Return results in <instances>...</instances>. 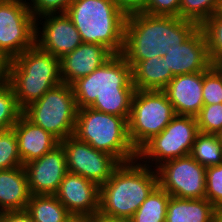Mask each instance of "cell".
<instances>
[{
	"label": "cell",
	"mask_w": 222,
	"mask_h": 222,
	"mask_svg": "<svg viewBox=\"0 0 222 222\" xmlns=\"http://www.w3.org/2000/svg\"><path fill=\"white\" fill-rule=\"evenodd\" d=\"M72 88L78 109L90 107L128 121L136 89L132 67L122 54H114L90 75L75 81Z\"/></svg>",
	"instance_id": "obj_1"
},
{
	"label": "cell",
	"mask_w": 222,
	"mask_h": 222,
	"mask_svg": "<svg viewBox=\"0 0 222 222\" xmlns=\"http://www.w3.org/2000/svg\"><path fill=\"white\" fill-rule=\"evenodd\" d=\"M199 25L176 16L134 13L126 17L122 55L133 68L139 61L167 51L187 40Z\"/></svg>",
	"instance_id": "obj_2"
},
{
	"label": "cell",
	"mask_w": 222,
	"mask_h": 222,
	"mask_svg": "<svg viewBox=\"0 0 222 222\" xmlns=\"http://www.w3.org/2000/svg\"><path fill=\"white\" fill-rule=\"evenodd\" d=\"M137 162L138 159L121 163L111 178L100 186L99 213L130 220L158 186L156 168L150 169L149 162Z\"/></svg>",
	"instance_id": "obj_3"
},
{
	"label": "cell",
	"mask_w": 222,
	"mask_h": 222,
	"mask_svg": "<svg viewBox=\"0 0 222 222\" xmlns=\"http://www.w3.org/2000/svg\"><path fill=\"white\" fill-rule=\"evenodd\" d=\"M66 15L83 43L99 44L113 54H122L127 16L113 0H73Z\"/></svg>",
	"instance_id": "obj_4"
},
{
	"label": "cell",
	"mask_w": 222,
	"mask_h": 222,
	"mask_svg": "<svg viewBox=\"0 0 222 222\" xmlns=\"http://www.w3.org/2000/svg\"><path fill=\"white\" fill-rule=\"evenodd\" d=\"M7 82L23 110L62 83L60 58L43 51L35 44L8 61Z\"/></svg>",
	"instance_id": "obj_5"
},
{
	"label": "cell",
	"mask_w": 222,
	"mask_h": 222,
	"mask_svg": "<svg viewBox=\"0 0 222 222\" xmlns=\"http://www.w3.org/2000/svg\"><path fill=\"white\" fill-rule=\"evenodd\" d=\"M74 136L115 157L120 163L137 159V151L128 137L124 117L107 114L90 107L78 109Z\"/></svg>",
	"instance_id": "obj_6"
},
{
	"label": "cell",
	"mask_w": 222,
	"mask_h": 222,
	"mask_svg": "<svg viewBox=\"0 0 222 222\" xmlns=\"http://www.w3.org/2000/svg\"><path fill=\"white\" fill-rule=\"evenodd\" d=\"M78 107L72 85L60 83L23 109V115L60 142L74 136Z\"/></svg>",
	"instance_id": "obj_7"
},
{
	"label": "cell",
	"mask_w": 222,
	"mask_h": 222,
	"mask_svg": "<svg viewBox=\"0 0 222 222\" xmlns=\"http://www.w3.org/2000/svg\"><path fill=\"white\" fill-rule=\"evenodd\" d=\"M175 115L163 90H136L127 121L128 137L135 150L160 134Z\"/></svg>",
	"instance_id": "obj_8"
},
{
	"label": "cell",
	"mask_w": 222,
	"mask_h": 222,
	"mask_svg": "<svg viewBox=\"0 0 222 222\" xmlns=\"http://www.w3.org/2000/svg\"><path fill=\"white\" fill-rule=\"evenodd\" d=\"M198 133L196 117L175 115L160 134L153 136L137 151V159H147L142 163L155 161L157 168L165 161L188 156Z\"/></svg>",
	"instance_id": "obj_9"
},
{
	"label": "cell",
	"mask_w": 222,
	"mask_h": 222,
	"mask_svg": "<svg viewBox=\"0 0 222 222\" xmlns=\"http://www.w3.org/2000/svg\"><path fill=\"white\" fill-rule=\"evenodd\" d=\"M36 19L25 0H6L0 5V53L7 59L35 45Z\"/></svg>",
	"instance_id": "obj_10"
},
{
	"label": "cell",
	"mask_w": 222,
	"mask_h": 222,
	"mask_svg": "<svg viewBox=\"0 0 222 222\" xmlns=\"http://www.w3.org/2000/svg\"><path fill=\"white\" fill-rule=\"evenodd\" d=\"M156 171L158 185L170 196L186 199L205 198L206 167L190 155L165 161Z\"/></svg>",
	"instance_id": "obj_11"
},
{
	"label": "cell",
	"mask_w": 222,
	"mask_h": 222,
	"mask_svg": "<svg viewBox=\"0 0 222 222\" xmlns=\"http://www.w3.org/2000/svg\"><path fill=\"white\" fill-rule=\"evenodd\" d=\"M60 144L65 152L68 172L85 177L99 186L106 183L121 164L115 157L96 150L75 136L66 138Z\"/></svg>",
	"instance_id": "obj_12"
},
{
	"label": "cell",
	"mask_w": 222,
	"mask_h": 222,
	"mask_svg": "<svg viewBox=\"0 0 222 222\" xmlns=\"http://www.w3.org/2000/svg\"><path fill=\"white\" fill-rule=\"evenodd\" d=\"M31 195H55L68 172L61 144L23 165Z\"/></svg>",
	"instance_id": "obj_13"
},
{
	"label": "cell",
	"mask_w": 222,
	"mask_h": 222,
	"mask_svg": "<svg viewBox=\"0 0 222 222\" xmlns=\"http://www.w3.org/2000/svg\"><path fill=\"white\" fill-rule=\"evenodd\" d=\"M39 18L46 20L42 24V31L38 27L39 21H36L35 44L43 51L61 58L83 43L77 28L66 13L48 14Z\"/></svg>",
	"instance_id": "obj_14"
},
{
	"label": "cell",
	"mask_w": 222,
	"mask_h": 222,
	"mask_svg": "<svg viewBox=\"0 0 222 222\" xmlns=\"http://www.w3.org/2000/svg\"><path fill=\"white\" fill-rule=\"evenodd\" d=\"M55 196L74 217L99 212L100 186L78 174L67 172Z\"/></svg>",
	"instance_id": "obj_15"
},
{
	"label": "cell",
	"mask_w": 222,
	"mask_h": 222,
	"mask_svg": "<svg viewBox=\"0 0 222 222\" xmlns=\"http://www.w3.org/2000/svg\"><path fill=\"white\" fill-rule=\"evenodd\" d=\"M162 57L173 76L203 72L212 66L204 34L200 28Z\"/></svg>",
	"instance_id": "obj_16"
},
{
	"label": "cell",
	"mask_w": 222,
	"mask_h": 222,
	"mask_svg": "<svg viewBox=\"0 0 222 222\" xmlns=\"http://www.w3.org/2000/svg\"><path fill=\"white\" fill-rule=\"evenodd\" d=\"M113 55L105 46L95 43H82L72 52L60 58L62 82L72 85L78 79L90 75Z\"/></svg>",
	"instance_id": "obj_17"
},
{
	"label": "cell",
	"mask_w": 222,
	"mask_h": 222,
	"mask_svg": "<svg viewBox=\"0 0 222 222\" xmlns=\"http://www.w3.org/2000/svg\"><path fill=\"white\" fill-rule=\"evenodd\" d=\"M176 115L196 117L203 107V72L174 76L163 90Z\"/></svg>",
	"instance_id": "obj_18"
},
{
	"label": "cell",
	"mask_w": 222,
	"mask_h": 222,
	"mask_svg": "<svg viewBox=\"0 0 222 222\" xmlns=\"http://www.w3.org/2000/svg\"><path fill=\"white\" fill-rule=\"evenodd\" d=\"M12 128L17 138L22 165L42 157L60 144L56 137L32 123L23 114Z\"/></svg>",
	"instance_id": "obj_19"
},
{
	"label": "cell",
	"mask_w": 222,
	"mask_h": 222,
	"mask_svg": "<svg viewBox=\"0 0 222 222\" xmlns=\"http://www.w3.org/2000/svg\"><path fill=\"white\" fill-rule=\"evenodd\" d=\"M30 196L23 166L0 170V212L26 210Z\"/></svg>",
	"instance_id": "obj_20"
},
{
	"label": "cell",
	"mask_w": 222,
	"mask_h": 222,
	"mask_svg": "<svg viewBox=\"0 0 222 222\" xmlns=\"http://www.w3.org/2000/svg\"><path fill=\"white\" fill-rule=\"evenodd\" d=\"M173 77L163 57L139 61L132 68V83L136 90H164Z\"/></svg>",
	"instance_id": "obj_21"
},
{
	"label": "cell",
	"mask_w": 222,
	"mask_h": 222,
	"mask_svg": "<svg viewBox=\"0 0 222 222\" xmlns=\"http://www.w3.org/2000/svg\"><path fill=\"white\" fill-rule=\"evenodd\" d=\"M215 208L206 198L186 199L170 196L166 222H213Z\"/></svg>",
	"instance_id": "obj_22"
},
{
	"label": "cell",
	"mask_w": 222,
	"mask_h": 222,
	"mask_svg": "<svg viewBox=\"0 0 222 222\" xmlns=\"http://www.w3.org/2000/svg\"><path fill=\"white\" fill-rule=\"evenodd\" d=\"M26 211L33 222H68L74 217L55 195H31Z\"/></svg>",
	"instance_id": "obj_23"
},
{
	"label": "cell",
	"mask_w": 222,
	"mask_h": 222,
	"mask_svg": "<svg viewBox=\"0 0 222 222\" xmlns=\"http://www.w3.org/2000/svg\"><path fill=\"white\" fill-rule=\"evenodd\" d=\"M170 195L159 185L134 213L131 222H166Z\"/></svg>",
	"instance_id": "obj_24"
},
{
	"label": "cell",
	"mask_w": 222,
	"mask_h": 222,
	"mask_svg": "<svg viewBox=\"0 0 222 222\" xmlns=\"http://www.w3.org/2000/svg\"><path fill=\"white\" fill-rule=\"evenodd\" d=\"M190 156L204 167L222 164V144L218 141L216 134L199 132Z\"/></svg>",
	"instance_id": "obj_25"
},
{
	"label": "cell",
	"mask_w": 222,
	"mask_h": 222,
	"mask_svg": "<svg viewBox=\"0 0 222 222\" xmlns=\"http://www.w3.org/2000/svg\"><path fill=\"white\" fill-rule=\"evenodd\" d=\"M14 91L8 82L0 85V131L11 129L22 115Z\"/></svg>",
	"instance_id": "obj_26"
},
{
	"label": "cell",
	"mask_w": 222,
	"mask_h": 222,
	"mask_svg": "<svg viewBox=\"0 0 222 222\" xmlns=\"http://www.w3.org/2000/svg\"><path fill=\"white\" fill-rule=\"evenodd\" d=\"M199 28L204 34L211 63L222 61V18L214 14L204 20Z\"/></svg>",
	"instance_id": "obj_27"
},
{
	"label": "cell",
	"mask_w": 222,
	"mask_h": 222,
	"mask_svg": "<svg viewBox=\"0 0 222 222\" xmlns=\"http://www.w3.org/2000/svg\"><path fill=\"white\" fill-rule=\"evenodd\" d=\"M23 166L13 128L0 131V170Z\"/></svg>",
	"instance_id": "obj_28"
},
{
	"label": "cell",
	"mask_w": 222,
	"mask_h": 222,
	"mask_svg": "<svg viewBox=\"0 0 222 222\" xmlns=\"http://www.w3.org/2000/svg\"><path fill=\"white\" fill-rule=\"evenodd\" d=\"M217 4L218 0H181L179 17L200 25L214 14Z\"/></svg>",
	"instance_id": "obj_29"
},
{
	"label": "cell",
	"mask_w": 222,
	"mask_h": 222,
	"mask_svg": "<svg viewBox=\"0 0 222 222\" xmlns=\"http://www.w3.org/2000/svg\"><path fill=\"white\" fill-rule=\"evenodd\" d=\"M199 132L216 134L222 129V103L203 105L196 116Z\"/></svg>",
	"instance_id": "obj_30"
},
{
	"label": "cell",
	"mask_w": 222,
	"mask_h": 222,
	"mask_svg": "<svg viewBox=\"0 0 222 222\" xmlns=\"http://www.w3.org/2000/svg\"><path fill=\"white\" fill-rule=\"evenodd\" d=\"M202 93L204 105L222 103V78L212 66L203 71Z\"/></svg>",
	"instance_id": "obj_31"
},
{
	"label": "cell",
	"mask_w": 222,
	"mask_h": 222,
	"mask_svg": "<svg viewBox=\"0 0 222 222\" xmlns=\"http://www.w3.org/2000/svg\"><path fill=\"white\" fill-rule=\"evenodd\" d=\"M205 198L216 208H222V164L206 167Z\"/></svg>",
	"instance_id": "obj_32"
},
{
	"label": "cell",
	"mask_w": 222,
	"mask_h": 222,
	"mask_svg": "<svg viewBox=\"0 0 222 222\" xmlns=\"http://www.w3.org/2000/svg\"><path fill=\"white\" fill-rule=\"evenodd\" d=\"M72 2L73 0H31L30 4L25 0V5L37 21L39 17L44 15L66 13Z\"/></svg>",
	"instance_id": "obj_33"
},
{
	"label": "cell",
	"mask_w": 222,
	"mask_h": 222,
	"mask_svg": "<svg viewBox=\"0 0 222 222\" xmlns=\"http://www.w3.org/2000/svg\"><path fill=\"white\" fill-rule=\"evenodd\" d=\"M181 0H148L143 13L179 17Z\"/></svg>",
	"instance_id": "obj_34"
},
{
	"label": "cell",
	"mask_w": 222,
	"mask_h": 222,
	"mask_svg": "<svg viewBox=\"0 0 222 222\" xmlns=\"http://www.w3.org/2000/svg\"><path fill=\"white\" fill-rule=\"evenodd\" d=\"M116 6L126 15L144 11L148 0H113Z\"/></svg>",
	"instance_id": "obj_35"
},
{
	"label": "cell",
	"mask_w": 222,
	"mask_h": 222,
	"mask_svg": "<svg viewBox=\"0 0 222 222\" xmlns=\"http://www.w3.org/2000/svg\"><path fill=\"white\" fill-rule=\"evenodd\" d=\"M0 222H33L26 210L0 212Z\"/></svg>",
	"instance_id": "obj_36"
},
{
	"label": "cell",
	"mask_w": 222,
	"mask_h": 222,
	"mask_svg": "<svg viewBox=\"0 0 222 222\" xmlns=\"http://www.w3.org/2000/svg\"><path fill=\"white\" fill-rule=\"evenodd\" d=\"M88 222H131V220L110 217V216H106L98 212L94 214L93 216H89Z\"/></svg>",
	"instance_id": "obj_37"
},
{
	"label": "cell",
	"mask_w": 222,
	"mask_h": 222,
	"mask_svg": "<svg viewBox=\"0 0 222 222\" xmlns=\"http://www.w3.org/2000/svg\"><path fill=\"white\" fill-rule=\"evenodd\" d=\"M8 61L1 53H0V85L7 82V74H8Z\"/></svg>",
	"instance_id": "obj_38"
},
{
	"label": "cell",
	"mask_w": 222,
	"mask_h": 222,
	"mask_svg": "<svg viewBox=\"0 0 222 222\" xmlns=\"http://www.w3.org/2000/svg\"><path fill=\"white\" fill-rule=\"evenodd\" d=\"M213 222H222V208H215Z\"/></svg>",
	"instance_id": "obj_39"
},
{
	"label": "cell",
	"mask_w": 222,
	"mask_h": 222,
	"mask_svg": "<svg viewBox=\"0 0 222 222\" xmlns=\"http://www.w3.org/2000/svg\"><path fill=\"white\" fill-rule=\"evenodd\" d=\"M214 15L222 18V0H218V4L214 12Z\"/></svg>",
	"instance_id": "obj_40"
},
{
	"label": "cell",
	"mask_w": 222,
	"mask_h": 222,
	"mask_svg": "<svg viewBox=\"0 0 222 222\" xmlns=\"http://www.w3.org/2000/svg\"><path fill=\"white\" fill-rule=\"evenodd\" d=\"M212 67L218 72V74L222 78V61L212 63Z\"/></svg>",
	"instance_id": "obj_41"
},
{
	"label": "cell",
	"mask_w": 222,
	"mask_h": 222,
	"mask_svg": "<svg viewBox=\"0 0 222 222\" xmlns=\"http://www.w3.org/2000/svg\"><path fill=\"white\" fill-rule=\"evenodd\" d=\"M68 222H88V217H73Z\"/></svg>",
	"instance_id": "obj_42"
},
{
	"label": "cell",
	"mask_w": 222,
	"mask_h": 222,
	"mask_svg": "<svg viewBox=\"0 0 222 222\" xmlns=\"http://www.w3.org/2000/svg\"><path fill=\"white\" fill-rule=\"evenodd\" d=\"M217 139L218 141L222 144V129L216 133Z\"/></svg>",
	"instance_id": "obj_43"
},
{
	"label": "cell",
	"mask_w": 222,
	"mask_h": 222,
	"mask_svg": "<svg viewBox=\"0 0 222 222\" xmlns=\"http://www.w3.org/2000/svg\"><path fill=\"white\" fill-rule=\"evenodd\" d=\"M4 1H6V0H0V5H1Z\"/></svg>",
	"instance_id": "obj_44"
}]
</instances>
